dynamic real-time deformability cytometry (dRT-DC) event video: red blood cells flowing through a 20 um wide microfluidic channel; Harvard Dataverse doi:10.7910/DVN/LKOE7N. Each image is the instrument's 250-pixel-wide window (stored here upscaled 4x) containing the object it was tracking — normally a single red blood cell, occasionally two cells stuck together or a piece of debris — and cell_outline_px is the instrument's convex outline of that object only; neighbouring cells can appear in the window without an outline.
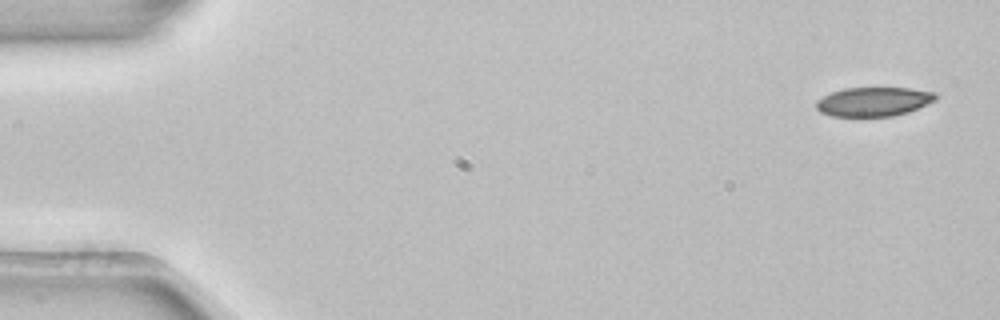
{"species": "common noctule bat (a hibernating species)", "species_latin": "Nyctalus noctula", "temperature_condition": "room temperature", "stored_images_in_passage": 5, "camera_frame_rate_fps": 3000, "um_per_image_px": 0.085, "animal": {"sex": "female", "body_mass_g": 22.7, "forearm_length_mm": 54.2}, "frame": {"image": 1, "passage_image": 1, "time_ms": 0.0, "image_size_px": [1000, 320], "cell_outline_px": [[936, 100], [908, 112], [892, 116], [832, 116], [820, 112], [816, 108], [816, 100], [832, 92], [844, 88], [912, 88], [936, 92]], "centroid_in_image_um": [74.26, 8.63], "position_along_channel_um": 10.7, "area_um2": 20.23}}
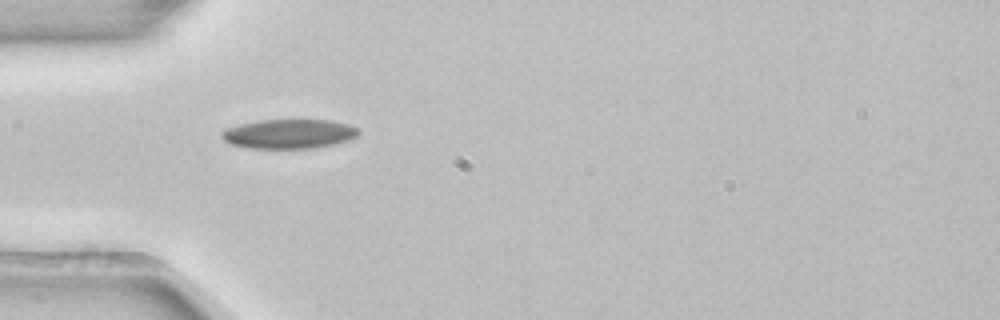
{"frame": {"image": 2, "passage_image": 4, "time_ms": 1.0, "image_size_px": [1000, 320], "cell_outline_px": [[360, 132], [356, 136], [348, 140], [316, 148], [248, 148], [232, 144], [224, 140], [220, 136], [220, 132], [228, 128], [240, 124], [256, 120], [332, 120], [348, 124], [360, 128]], "centroid_in_image_um": [24.57, 11.37], "position_along_channel_um": 60.4, "area_um2": 23.47}}